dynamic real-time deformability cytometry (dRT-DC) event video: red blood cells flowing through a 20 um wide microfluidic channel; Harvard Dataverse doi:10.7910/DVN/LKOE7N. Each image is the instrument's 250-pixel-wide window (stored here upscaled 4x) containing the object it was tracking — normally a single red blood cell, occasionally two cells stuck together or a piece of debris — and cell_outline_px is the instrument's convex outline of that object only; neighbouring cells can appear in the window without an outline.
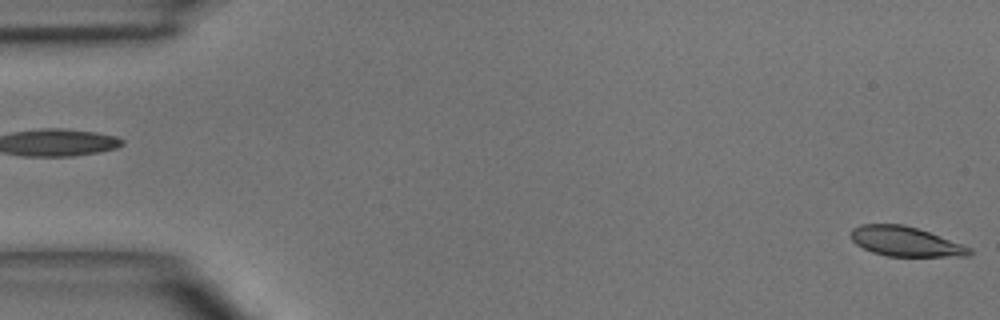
{"species": "common noctule bat (a hibernating species)", "species_latin": "Nyctalus noctula", "temperature_condition": "room temperature", "stored_images_in_passage": 6, "camera_frame_rate_fps": 3000, "um_per_image_px": 0.085, "animal": {"sex": "male", "body_mass_g": 15.6}, "frame": {"image": 1, "passage_image": 1, "time_ms": 0.0, "image_size_px": [1000, 320], "cell_outline_px": [[972, 252], [968, 256], [888, 256], [872, 252], [856, 244], [852, 240], [852, 228], [860, 224], [904, 224], [928, 232], [972, 248]], "centroid_in_image_um": [76.94, 20.52], "position_along_channel_um": 8.1, "area_um2": 20.23}}
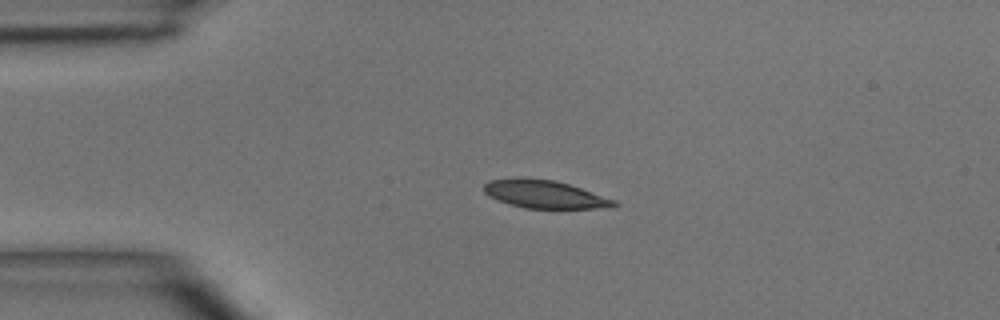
{"frame": {"image": 2, "passage_image": 4, "time_ms": 3.333, "image_size_px": [1000, 320], "cell_outline_px": [[620, 204], [616, 208], [524, 208], [508, 204], [488, 196], [484, 192], [484, 184], [488, 180], [520, 176], [556, 180], [616, 200]], "centroid_in_image_um": [46.28, 16.5], "position_along_channel_um": 38.7, "area_um2": 21.62}}
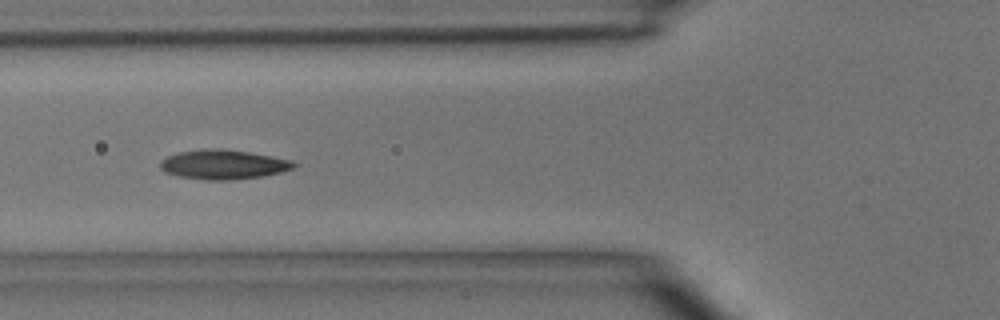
{"frame": {"image": 3, "passage_image": 6, "time_ms": 5.667, "image_size_px": [1000, 320], "cell_outline_px": [[300, 164], [292, 168], [280, 172], [260, 176], [232, 180], [208, 180], [180, 176], [164, 172], [160, 168], [160, 160], [168, 156], [180, 152], [208, 148], [216, 148], [248, 152], [272, 156], [292, 160]], "centroid_in_image_um": [18.99, 13.98], "position_along_channel_um": 106.8, "area_um2": 22.77}}